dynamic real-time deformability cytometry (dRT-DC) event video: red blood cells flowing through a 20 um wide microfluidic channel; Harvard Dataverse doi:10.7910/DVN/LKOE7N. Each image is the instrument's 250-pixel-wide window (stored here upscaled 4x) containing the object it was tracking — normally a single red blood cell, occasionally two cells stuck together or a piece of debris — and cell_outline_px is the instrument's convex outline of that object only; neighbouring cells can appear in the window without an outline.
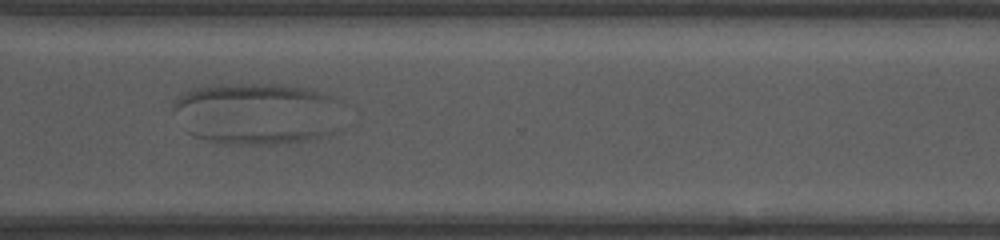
{"species": "human", "species_latin": "Homo sapiens", "temperature_condition": "room temperature", "stored_images_in_passage": 57, "segment_of_instrument_passage": [2, 2], "camera_frame_rate_fps": 3000, "um_per_image_px": 0.085, "donor": {"sex": "female"}, "frame": {"image": 1, "passage_image": 44, "time_ms": 14.333, "image_size_px": [1000, 240], "cell_outline_px": [[336, 100], [172, 112], [172, 104], [180, 96], [196, 88], [212, 84], [280, 84], [308, 88], [332, 96]], "centroid_in_image_um": [20.84, 8.2], "position_along_channel_um": 349.8, "area_um2": 21.79}}